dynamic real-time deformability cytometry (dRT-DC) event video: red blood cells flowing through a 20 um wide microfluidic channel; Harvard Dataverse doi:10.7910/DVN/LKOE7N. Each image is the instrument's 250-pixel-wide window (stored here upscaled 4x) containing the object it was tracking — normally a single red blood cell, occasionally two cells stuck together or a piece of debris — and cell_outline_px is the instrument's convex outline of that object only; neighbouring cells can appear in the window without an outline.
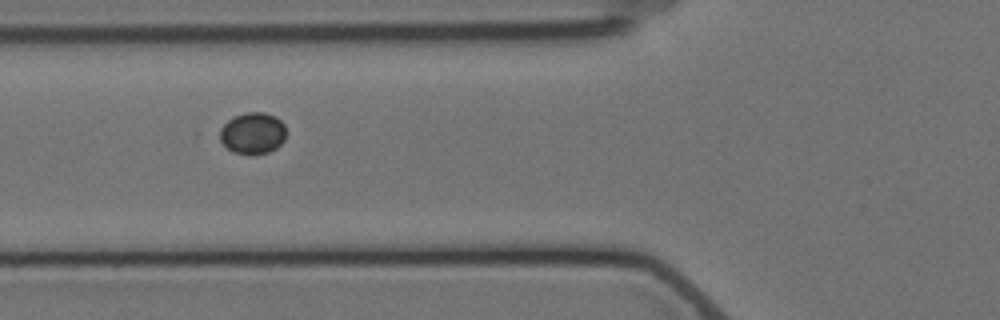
{"species": "Egyptian fruit bat (a non-hibernating species)", "species_latin": "Rousettus aegyptiacus", "temperature_condition": "cold", "stored_images_in_passage": 8, "camera_frame_rate_fps": 3000, "um_per_image_px": 0.085, "animal": {"sex": "female"}, "frame": {"image": 1, "passage_image": 7, "time_ms": 7.0, "image_size_px": [1000, 320], "cell_outline_px": [[284, 140], [276, 148], [268, 152], [252, 156], [248, 156], [232, 152], [220, 140], [220, 128], [228, 120], [236, 116], [248, 112], [264, 112], [276, 116], [284, 124]], "centroid_in_image_um": [21.47, 11.35], "position_along_channel_um": 104.3, "area_um2": 16.13}}
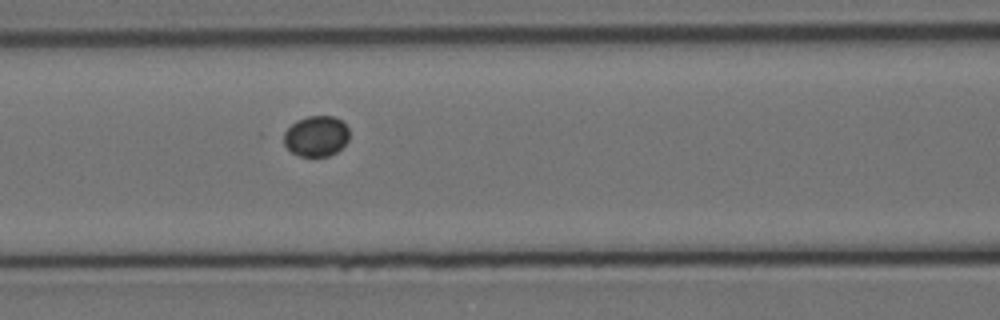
{"frame": {"image": 2, "passage_image": 8, "time_ms": 8.0, "image_size_px": [1000, 320], "cell_outline_px": [[348, 140], [336, 152], [328, 156], [300, 156], [292, 152], [284, 144], [284, 132], [296, 120], [308, 116], [332, 116], [340, 120], [348, 128]], "centroid_in_image_um": [26.86, 11.57], "position_along_channel_um": 139.7, "area_um2": 15.32}}